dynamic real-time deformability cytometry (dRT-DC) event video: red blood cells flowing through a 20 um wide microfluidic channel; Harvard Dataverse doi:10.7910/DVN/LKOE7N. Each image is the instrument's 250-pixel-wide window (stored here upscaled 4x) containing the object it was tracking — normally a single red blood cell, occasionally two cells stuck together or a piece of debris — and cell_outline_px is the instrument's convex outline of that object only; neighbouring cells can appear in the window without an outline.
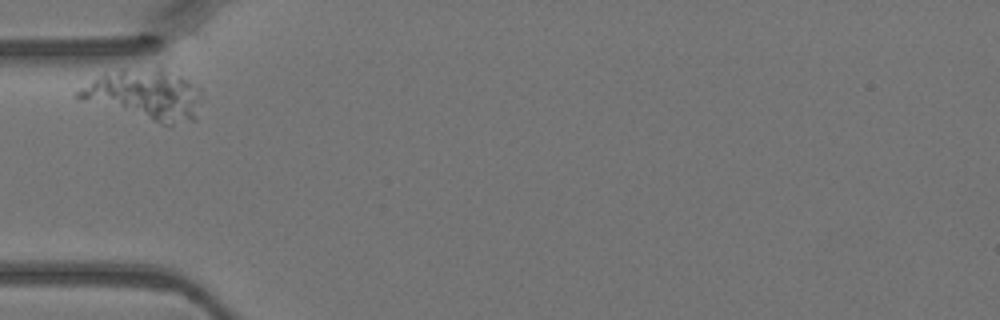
{"species": "Egyptian fruit bat (a non-hibernating species)", "species_latin": "Rousettus aegyptiacus", "temperature_condition": "warm", "stored_images_in_passage": 5, "camera_frame_rate_fps": 3000, "um_per_image_px": 0.085, "animal": {"sex": "female"}, "frame": {"image": 1, "passage_image": 1, "time_ms": 0.0, "image_size_px": [1000, 320], "cell_outline_px": [[204, 88], [196, 120], [172, 124], [164, 124], [80, 100], [72, 96], [80, 88], [104, 72], [160, 64], [200, 84]], "centroid_in_image_um": [12.41, 7.97], "position_along_channel_um": 72.6, "area_um2": 37.4}}
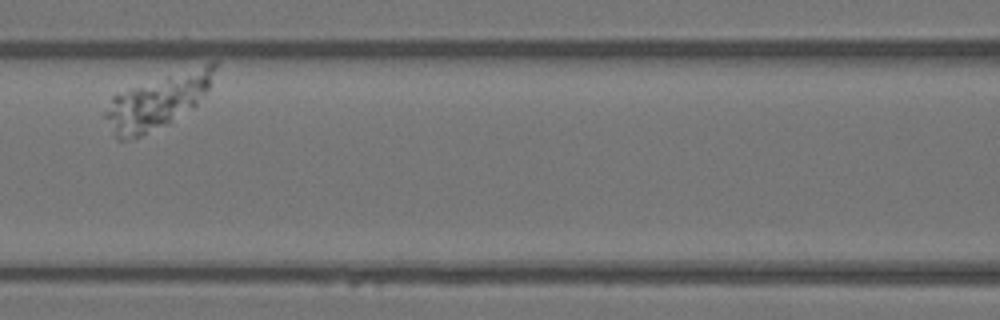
{"frame": {"image": 2, "passage_image": 3, "time_ms": 0.667, "image_size_px": [1000, 320], "cell_outline_px": [[216, 68], [208, 88], [196, 104], [192, 108], [168, 124], [140, 136], [128, 140], [120, 140], [112, 136], [104, 116], [104, 112], [112, 96], [116, 92], [212, 60], [216, 60]], "centroid_in_image_um": [13.35, 8.62], "position_along_channel_um": 153.2, "area_um2": 34.45}}
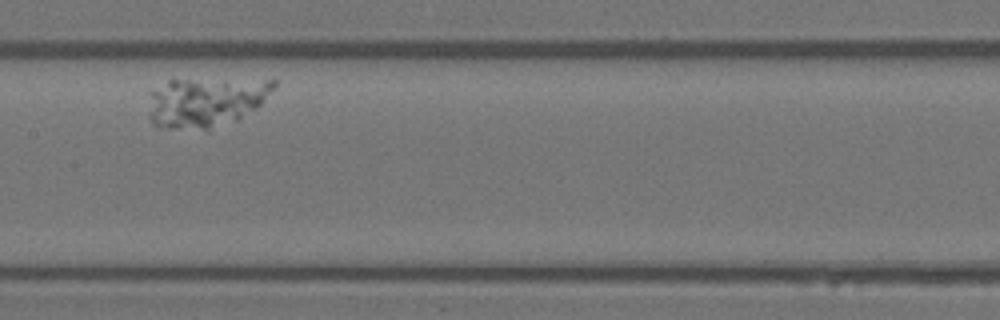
{"frame": {"image": 3, "passage_image": 4, "time_ms": 1.0, "image_size_px": [1000, 320], "cell_outline_px": [[276, 88], [256, 108], [240, 120], [208, 128], [160, 128], [152, 124], [148, 116], [148, 92], [168, 80], [276, 80]], "centroid_in_image_um": [17.45, 8.67], "position_along_channel_um": 190.0, "area_um2": 36.3}}